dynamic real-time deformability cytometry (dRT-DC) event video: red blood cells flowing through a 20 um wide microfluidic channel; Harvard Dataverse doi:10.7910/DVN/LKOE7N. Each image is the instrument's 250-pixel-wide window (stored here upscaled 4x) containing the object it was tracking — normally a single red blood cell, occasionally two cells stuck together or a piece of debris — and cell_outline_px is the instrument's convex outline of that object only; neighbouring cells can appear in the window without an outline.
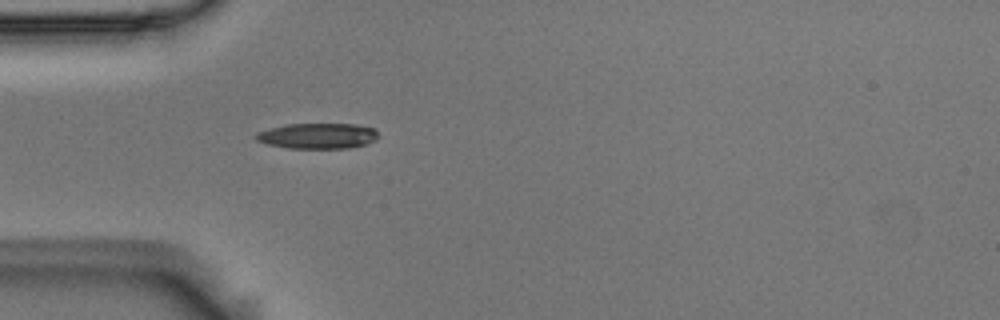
{"species": "Egyptian fruit bat (a non-hibernating species)", "species_latin": "Rousettus aegyptiacus", "temperature_condition": "room temperature", "stored_images_in_passage": 40, "camera_frame_rate_fps": 3000, "um_per_image_px": 0.085, "animal": {"sex": "male"}, "frame": {"image": 1, "passage_image": 1, "time_ms": 0.0, "image_size_px": [1000, 320], "cell_outline_px": [[380, 136], [376, 140], [364, 144], [348, 148], [288, 148], [268, 144], [256, 140], [252, 136], [256, 132], [288, 124], [356, 124], [376, 128]], "centroid_in_image_um": [27.03, 11.54], "position_along_channel_um": 58.0, "area_um2": 18.32}}
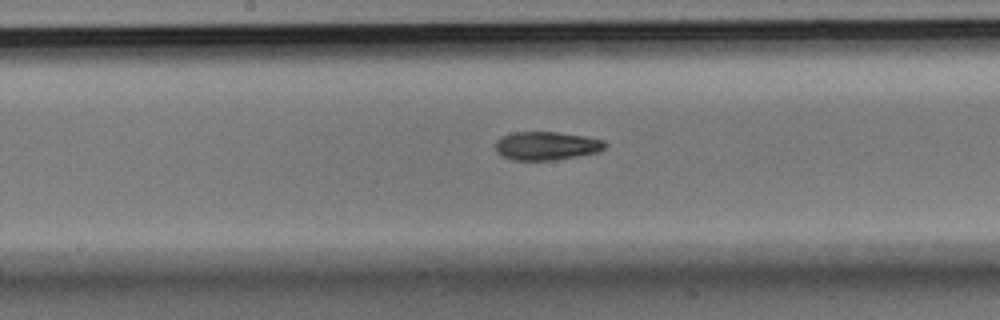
{"frame": {"image": 2, "passage_image": 13, "time_ms": 4.0, "image_size_px": [1000, 320], "cell_outline_px": [[608, 144], [600, 152], [552, 160], [512, 160], [496, 152], [496, 140], [512, 132], [556, 132], [584, 136], [604, 140]], "centroid_in_image_um": [46.47, 12.39], "position_along_channel_um": 201.7, "area_um2": 18.09}}
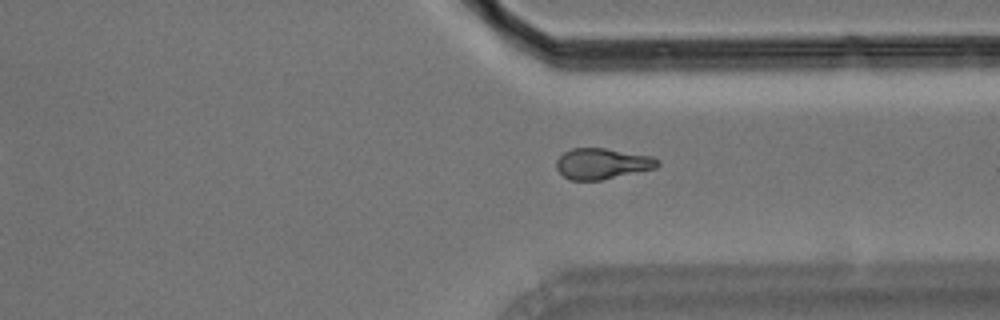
{"frame": {"image": 3, "passage_image": 26, "time_ms": 8.333, "image_size_px": [1000, 320], "cell_outline_px": [[660, 164], [656, 168], [604, 180], [572, 180], [564, 176], [556, 168], [556, 160], [564, 152], [572, 148], [604, 148], [652, 156], [660, 160]], "centroid_in_image_um": [51.21, 13.91], "position_along_channel_um": 360.2, "area_um2": 18.26}, "authors_computed_cell_mechanics": {"area_um2": 18.207, "velocity_mm_per_s": 3.6592, "shape_relaxation_time_tau1_ms": 5.2869, "shape_relaxation_time_tau2_ms": 7.4313, "deformation_change_tau1": 0.1594, "deformation_change_tau2": 0.1258}}